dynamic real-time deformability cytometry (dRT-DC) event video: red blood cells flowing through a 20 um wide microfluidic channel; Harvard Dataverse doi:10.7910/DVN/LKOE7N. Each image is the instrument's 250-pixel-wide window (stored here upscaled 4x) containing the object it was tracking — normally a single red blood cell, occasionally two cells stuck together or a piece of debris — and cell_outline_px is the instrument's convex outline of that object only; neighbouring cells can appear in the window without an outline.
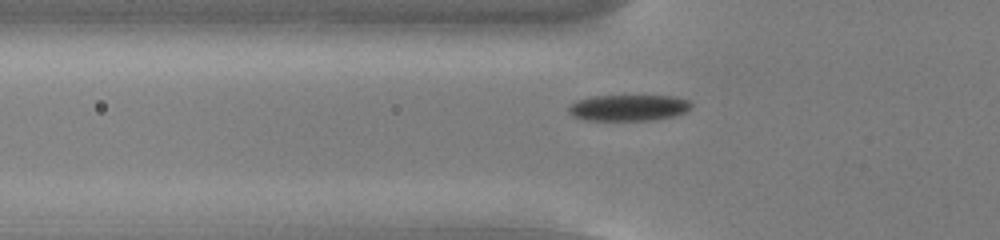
{"species": "common noctule bat (a hibernating species)", "species_latin": "Nyctalus noctula", "temperature_condition": "cold", "stored_images_in_passage": 37, "camera_frame_rate_fps": 3000, "um_per_image_px": 0.085, "animal": {"sex": "male", "body_mass_g": 13.0, "forearm_length_mm": 53.1}, "frame": {"image": 1, "passage_image": 6, "time_ms": 1.667, "image_size_px": [1000, 240], "cell_outline_px": [[692, 108], [684, 112], [672, 116], [652, 120], [584, 120], [572, 116], [568, 112], [568, 108], [572, 104], [580, 100], [596, 96], [672, 96], [688, 100], [692, 104]], "centroid_in_image_um": [53.43, 9.16], "position_along_channel_um": 72.4, "area_um2": 18.5}}
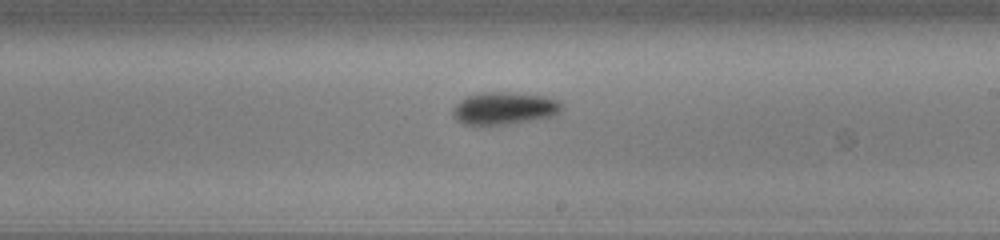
{"frame": {"image": 2, "passage_image": 20, "time_ms": 6.333, "image_size_px": [1000, 240], "cell_outline_px": [[564, 104], [560, 112], [552, 116], [532, 120], [504, 124], [464, 124], [456, 120], [452, 116], [452, 108], [460, 100], [468, 96], [480, 92], [516, 92], [544, 96], [560, 100]], "centroid_in_image_um": [42.88, 9.18], "position_along_channel_um": 246.1, "area_um2": 20.69}}
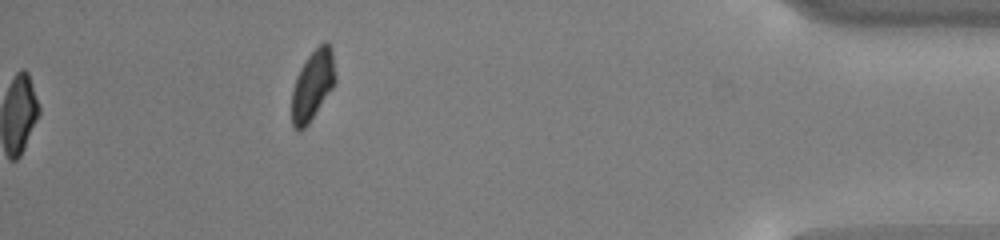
{"frame": {"image": 3, "passage_image": 37, "time_ms": 12.0, "image_size_px": [1000, 240], "cell_outline_px": [[336, 80], [332, 88], [308, 124], [300, 132], [296, 132], [292, 128], [292, 88], [296, 76], [300, 68], [308, 56], [324, 40], [328, 40], [332, 48], [336, 76]], "centroid_in_image_um": [26.57, 7.23], "position_along_channel_um": 408.6, "area_um2": 17.98}, "authors_computed_cell_mechanics": {"area_um2": 19.363, "velocity_mm_per_s": 3.7364, "shape_relaxation_time_tau1_ms": 1.7383, "shape_relaxation_time_tau2_ms": null, "deformation_change_tau1": 0.1053, "deformation_change_tau2": null}}